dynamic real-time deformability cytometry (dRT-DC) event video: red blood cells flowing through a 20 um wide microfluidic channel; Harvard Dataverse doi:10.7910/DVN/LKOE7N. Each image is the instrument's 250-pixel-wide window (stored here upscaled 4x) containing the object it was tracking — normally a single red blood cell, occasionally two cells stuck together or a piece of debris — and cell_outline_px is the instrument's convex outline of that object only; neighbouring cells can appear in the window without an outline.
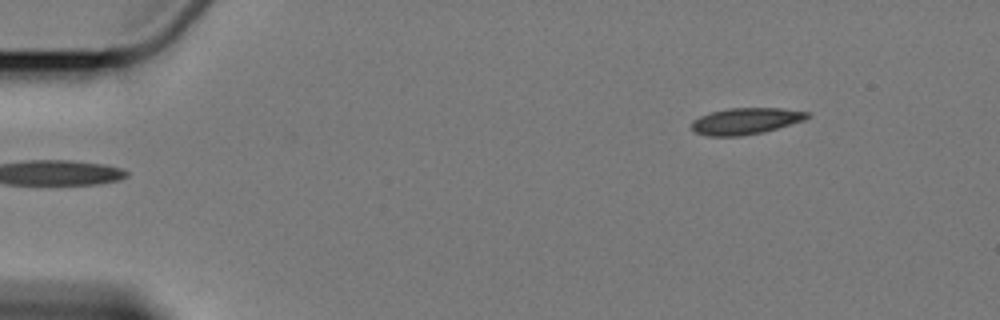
{"species": "Egyptian fruit bat (a non-hibernating species)", "species_latin": "Rousettus aegyptiacus", "temperature_condition": "cold", "stored_images_in_passage": 4, "camera_frame_rate_fps": 3000, "um_per_image_px": 0.085, "animal": {"sex": "female"}, "frame": {"image": 1, "passage_image": 4, "time_ms": 3.333, "image_size_px": [1000, 320], "cell_outline_px": [[812, 116], [804, 120], [764, 132], [740, 136], [708, 136], [692, 132], [692, 120], [700, 116], [712, 112], [728, 108], [780, 108], [812, 112]], "centroid_in_image_um": [63.4, 10.29], "position_along_channel_um": 21.6, "area_um2": 17.98}}